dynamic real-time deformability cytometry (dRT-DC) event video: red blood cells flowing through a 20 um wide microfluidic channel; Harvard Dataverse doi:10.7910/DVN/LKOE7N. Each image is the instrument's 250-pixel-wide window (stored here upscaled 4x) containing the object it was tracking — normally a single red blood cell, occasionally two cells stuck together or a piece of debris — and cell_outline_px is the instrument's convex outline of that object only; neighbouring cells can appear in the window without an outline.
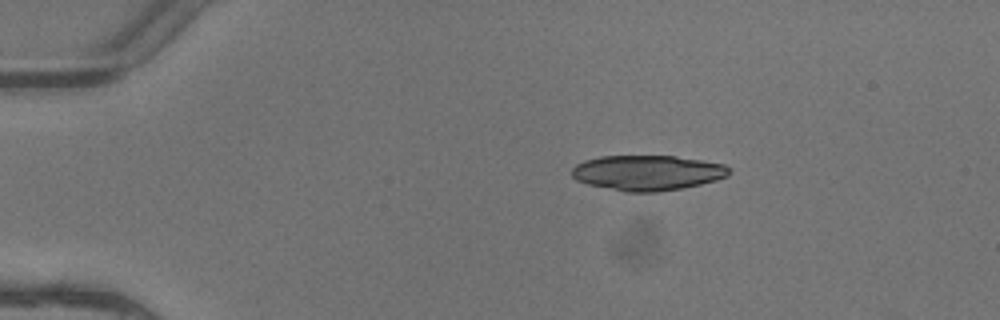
{"species": "common noctule bat (a hibernating species)", "species_latin": "Nyctalus noctula", "temperature_condition": "warm", "stored_images_in_passage": 5, "camera_frame_rate_fps": 3000, "um_per_image_px": 0.085, "animal": {"sex": "female"}, "frame": {"image": 1, "passage_image": 1, "time_ms": 0.0, "image_size_px": [1000, 320], "cell_outline_px": [[728, 176], [716, 180], [700, 184], [680, 188], [656, 192], [628, 192], [588, 184], [576, 180], [572, 176], [572, 168], [576, 164], [584, 160], [600, 156], [676, 156], [724, 164], [728, 168]], "centroid_in_image_um": [55.0, 14.68], "position_along_channel_um": 30.0, "area_um2": 32.02}}